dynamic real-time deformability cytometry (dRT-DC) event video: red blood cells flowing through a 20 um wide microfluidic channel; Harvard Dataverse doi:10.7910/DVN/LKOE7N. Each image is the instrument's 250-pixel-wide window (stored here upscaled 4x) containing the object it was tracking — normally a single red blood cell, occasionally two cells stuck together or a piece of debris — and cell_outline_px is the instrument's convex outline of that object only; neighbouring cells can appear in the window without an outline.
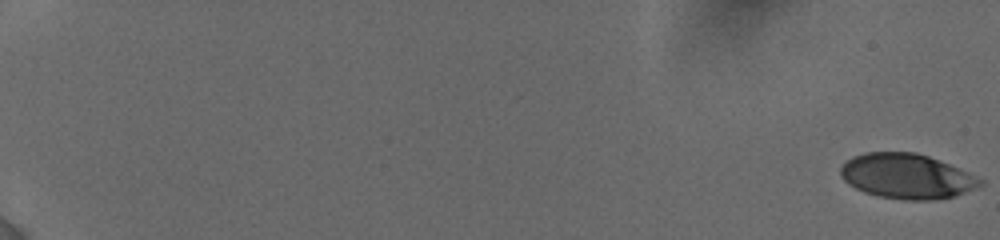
{"species": "human", "species_latin": "Homo sapiens", "temperature_condition": "cold", "stored_images_in_passage": 17, "camera_frame_rate_fps": 3000, "um_per_image_px": 0.085, "donor": {"sex": "female"}, "frame": {"image": 1, "passage_image": 1, "time_ms": 0.0, "image_size_px": [1000, 240], "cell_outline_px": [[984, 184], [976, 188], [956, 196], [936, 200], [904, 200], [880, 196], [864, 192], [848, 184], [840, 176], [840, 168], [852, 156], [864, 152], [916, 152], [928, 156], [968, 172], [984, 180]], "centroid_in_image_um": [77.08, 14.98], "position_along_channel_um": 7.9, "area_um2": 36.65}}